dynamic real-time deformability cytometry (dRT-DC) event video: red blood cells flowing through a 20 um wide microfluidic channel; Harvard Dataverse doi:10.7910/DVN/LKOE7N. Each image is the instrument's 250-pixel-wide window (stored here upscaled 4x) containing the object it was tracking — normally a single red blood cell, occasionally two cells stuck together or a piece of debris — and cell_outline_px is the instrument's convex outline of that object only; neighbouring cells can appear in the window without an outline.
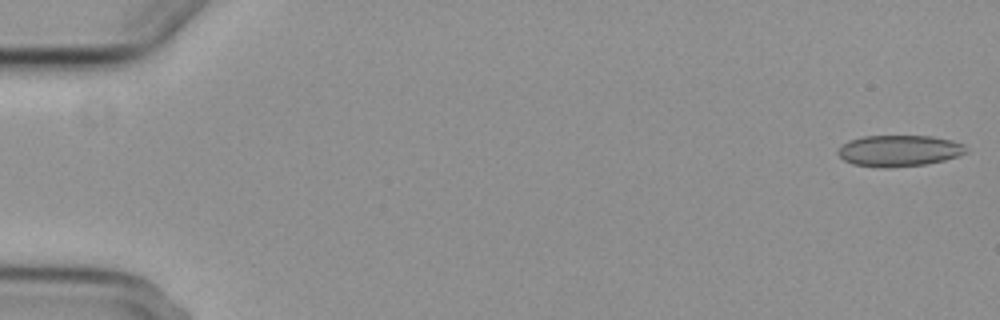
{"species": "common noctule bat (a hibernating species)", "species_latin": "Nyctalus noctula", "temperature_condition": "cold", "stored_images_in_passage": 8, "camera_frame_rate_fps": 3000, "um_per_image_px": 0.085, "animal": {"sex": "female", "body_mass_g": 29.2, "forearm_length_mm": 56.3}, "frame": {"image": 1, "passage_image": 1, "time_ms": 0.0, "image_size_px": [1000, 320], "cell_outline_px": [[968, 152], [960, 156], [944, 160], [924, 164], [888, 168], [880, 168], [852, 164], [844, 160], [836, 152], [848, 140], [864, 136], [932, 136], [952, 140], [964, 144]], "centroid_in_image_um": [76.44, 12.81], "position_along_channel_um": 8.6, "area_um2": 23.47}}
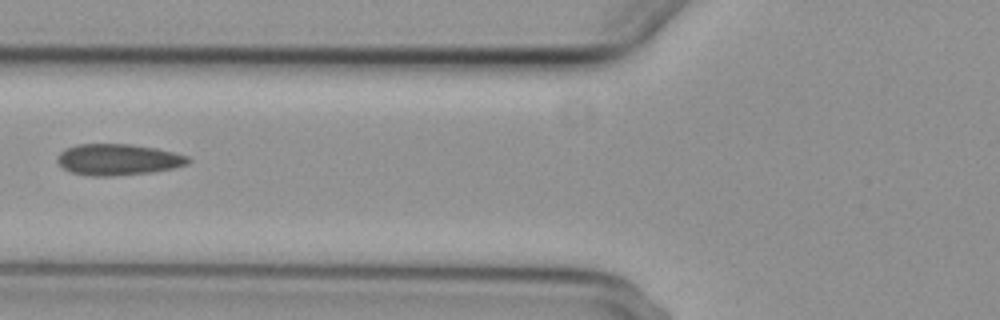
{"frame": {"image": 2, "passage_image": 7, "time_ms": 7.0, "image_size_px": [1000, 320], "cell_outline_px": [[192, 160], [188, 164], [176, 168], [156, 172], [108, 176], [92, 176], [72, 172], [64, 168], [56, 160], [56, 156], [64, 148], [76, 144], [132, 144], [156, 148], [188, 156]], "centroid_in_image_um": [10.05, 13.56], "position_along_channel_um": 115.7, "area_um2": 24.04}}
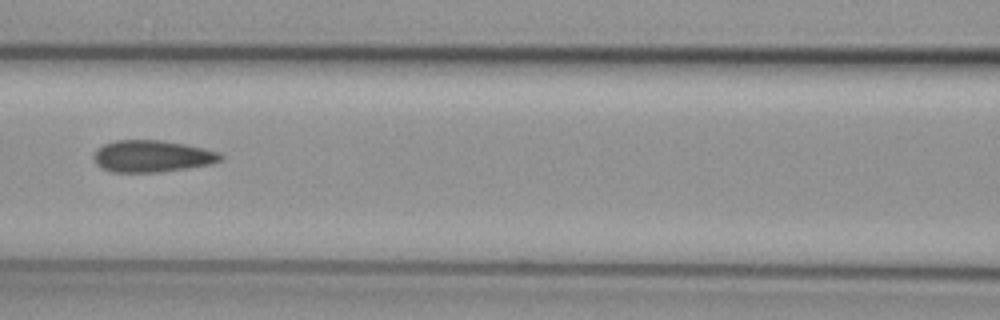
{"frame": {"image": 3, "passage_image": 8, "time_ms": 8.0, "image_size_px": [1000, 320], "cell_outline_px": [[224, 160], [208, 164], [188, 168], [160, 172], [112, 172], [96, 164], [92, 156], [92, 152], [96, 148], [104, 144], [116, 140], [164, 140], [204, 148], [220, 152], [224, 156]], "centroid_in_image_um": [12.92, 13.27], "position_along_channel_um": 153.7, "area_um2": 23.76}}